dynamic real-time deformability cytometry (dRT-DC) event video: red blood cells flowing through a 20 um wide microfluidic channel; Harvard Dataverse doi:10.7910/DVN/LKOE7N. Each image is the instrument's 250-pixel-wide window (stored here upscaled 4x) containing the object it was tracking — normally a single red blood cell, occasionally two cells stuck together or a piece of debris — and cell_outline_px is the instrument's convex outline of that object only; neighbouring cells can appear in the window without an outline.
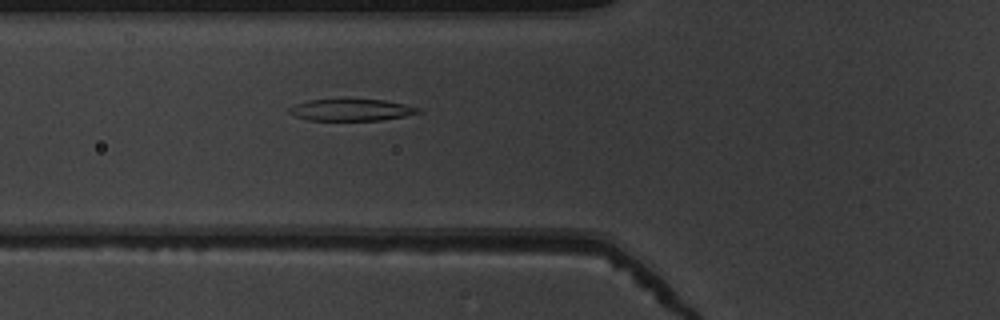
{"species": "common noctule bat (a hibernating species)", "species_latin": "Nyctalus noctula", "temperature_condition": "warm", "stored_images_in_passage": 29, "camera_frame_rate_fps": 3000, "um_per_image_px": 0.085, "animal": {"sex": "male", "body_mass_g": 19.5, "forearm_length_mm": 54.6}, "frame": {"image": 1, "passage_image": 4, "time_ms": 1.0, "image_size_px": [1000, 320], "cell_outline_px": [[420, 112], [404, 116], [380, 120], [308, 120], [296, 116], [288, 112], [288, 108], [296, 104], [308, 100], [344, 96], [384, 100], [404, 104], [420, 108]], "centroid_in_image_um": [29.81, 9.29], "position_along_channel_um": 96.0, "area_um2": 17.11}}
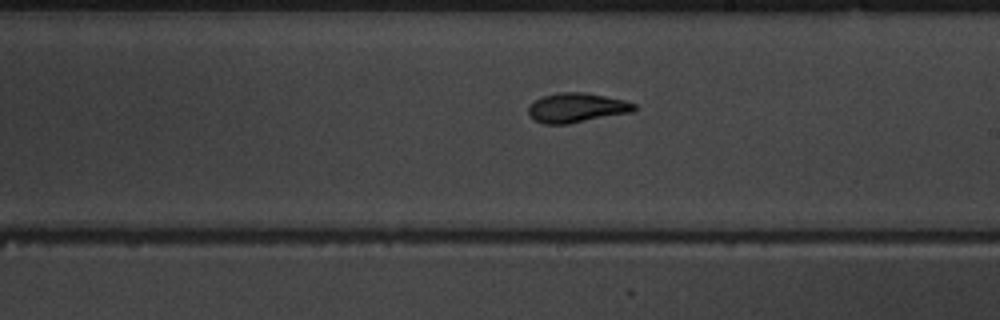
{"frame": {"image": 2, "passage_image": 15, "time_ms": 4.667, "image_size_px": [1000, 320], "cell_outline_px": [[636, 112], [568, 124], [544, 124], [536, 120], [528, 112], [528, 108], [536, 100], [544, 96], [560, 92], [584, 92], [624, 100], [636, 104]], "centroid_in_image_um": [49.09, 9.17], "position_along_channel_um": 239.9, "area_um2": 18.15}}
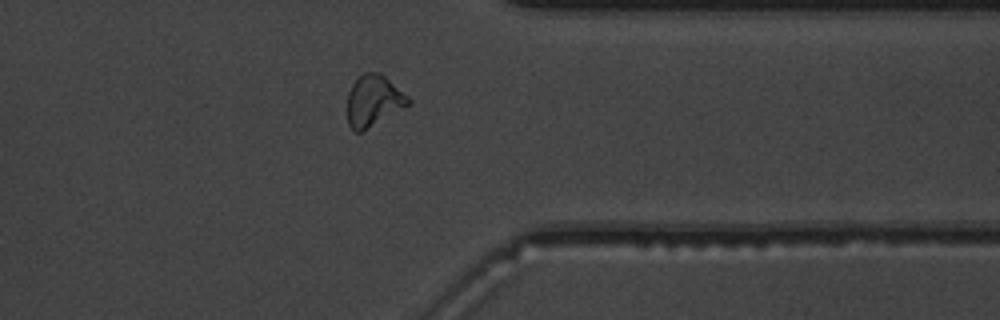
{"frame": {"image": 3, "passage_image": 26, "time_ms": 8.333, "image_size_px": [1000, 320], "cell_outline_px": [[412, 104], [364, 132], [352, 132], [348, 124], [348, 92], [352, 84], [364, 72], [380, 72], [408, 96], [412, 100]], "centroid_in_image_um": [31.77, 8.61], "position_along_channel_um": 379.6, "area_um2": 18.61}, "authors_computed_cell_mechanics": {"area_um2": 17.4556, "velocity_mm_per_s": 3.9317, "shape_relaxation_time_tau1_ms": 5.2118, "shape_relaxation_time_tau2_ms": 2.4512, "deformation_change_tau1": 0.2073, "deformation_change_tau2": 0.0832}}